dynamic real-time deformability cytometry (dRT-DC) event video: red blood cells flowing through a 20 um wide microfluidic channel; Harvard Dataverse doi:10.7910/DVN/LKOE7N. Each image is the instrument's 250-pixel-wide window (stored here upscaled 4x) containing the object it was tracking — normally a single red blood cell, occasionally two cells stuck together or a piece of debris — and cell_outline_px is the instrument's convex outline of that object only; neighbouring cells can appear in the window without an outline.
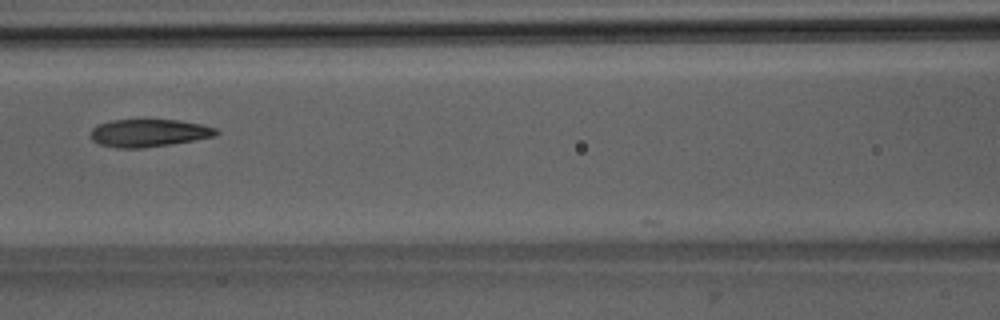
{"species": "Egyptian fruit bat (a non-hibernating species)", "species_latin": "Rousettus aegyptiacus", "temperature_condition": "room temperature", "stored_images_in_passage": 28, "camera_frame_rate_fps": 3000, "um_per_image_px": 0.085, "animal": {"sex": "male"}, "frame": {"image": 1, "passage_image": 14, "time_ms": 4.333, "image_size_px": [1000, 320], "cell_outline_px": [[220, 132], [216, 136], [144, 148], [116, 148], [100, 144], [92, 140], [92, 128], [100, 124], [112, 120], [180, 120], [200, 124], [216, 128]], "centroid_in_image_um": [12.66, 11.3], "position_along_channel_um": 153.9, "area_um2": 20.0}}